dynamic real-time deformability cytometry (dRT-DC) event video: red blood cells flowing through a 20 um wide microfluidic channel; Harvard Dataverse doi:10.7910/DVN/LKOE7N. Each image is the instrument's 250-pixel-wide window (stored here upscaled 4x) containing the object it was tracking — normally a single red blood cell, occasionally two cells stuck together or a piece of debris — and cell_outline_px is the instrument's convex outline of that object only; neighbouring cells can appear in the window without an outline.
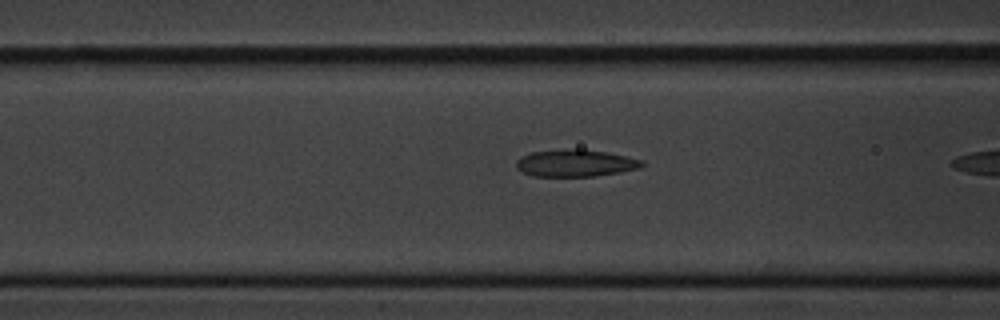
{"species": "common noctule bat (a hibernating species)", "species_latin": "Nyctalus noctula", "temperature_condition": "cold", "stored_images_in_passage": 4, "camera_frame_rate_fps": 3000, "um_per_image_px": 0.085, "animal": {"sex": "male", "body_mass_g": 20.1, "forearm_length_mm": 53.5}, "frame": {"image": 1, "passage_image": 4, "time_ms": 3.333, "image_size_px": [1000, 320], "cell_outline_px": [[644, 164], [640, 168], [620, 172], [596, 176], [532, 176], [516, 168], [516, 160], [532, 152], [576, 148], [608, 152], [644, 160]], "centroid_in_image_um": [48.95, 13.86], "position_along_channel_um": 117.7, "area_um2": 19.83}}